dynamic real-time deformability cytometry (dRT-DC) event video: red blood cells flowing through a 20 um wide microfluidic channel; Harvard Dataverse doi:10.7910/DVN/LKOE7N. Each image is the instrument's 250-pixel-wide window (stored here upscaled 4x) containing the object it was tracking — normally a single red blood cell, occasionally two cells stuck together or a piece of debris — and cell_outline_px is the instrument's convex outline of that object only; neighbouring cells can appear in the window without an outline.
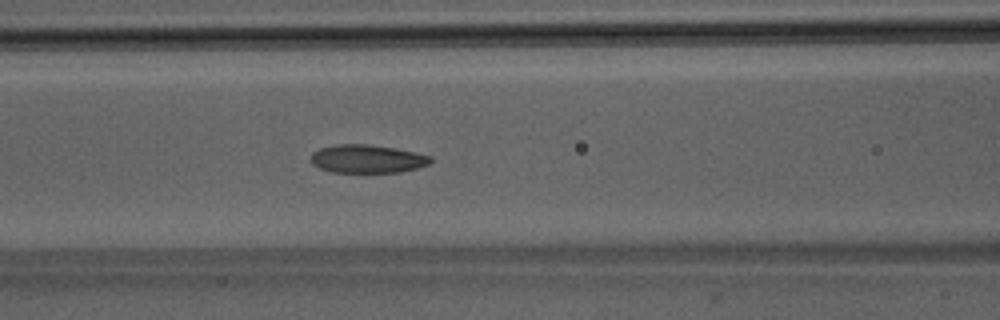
{"species": "Egyptian fruit bat (a non-hibernating species)", "species_latin": "Rousettus aegyptiacus", "temperature_condition": "room temperature", "stored_images_in_passage": 51, "camera_frame_rate_fps": 3000, "um_per_image_px": 0.085, "animal": {"sex": "male"}, "frame": {"image": 1, "passage_image": 22, "time_ms": 7.0, "image_size_px": [1000, 320], "cell_outline_px": [[432, 160], [428, 164], [416, 168], [400, 172], [332, 172], [320, 168], [312, 164], [308, 160], [312, 152], [320, 148], [340, 144], [368, 144], [396, 148], [432, 156]], "centroid_in_image_um": [31.18, 13.5], "position_along_channel_um": 135.4, "area_um2": 19.77}}
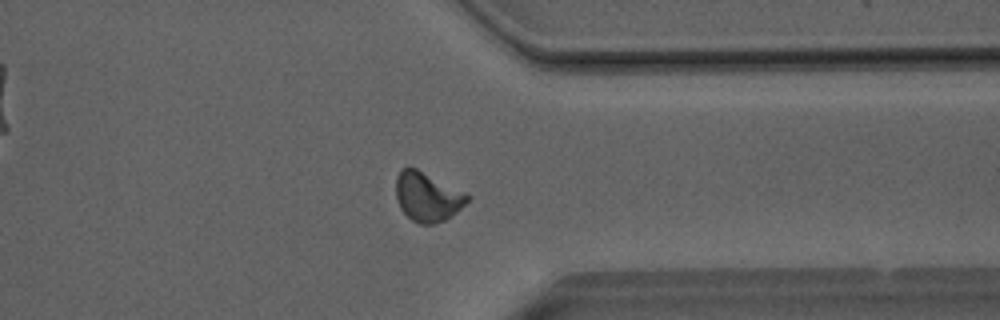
{"frame": {"image": 2, "passage_image": 40, "time_ms": 13.0, "image_size_px": [1000, 320], "cell_outline_px": [[472, 196], [456, 212], [444, 220], [436, 224], [420, 224], [412, 220], [400, 208], [396, 200], [396, 176], [400, 168], [408, 164], [468, 192]], "centroid_in_image_um": [36.32, 16.67], "position_along_channel_um": 375.1, "area_um2": 20.98}}
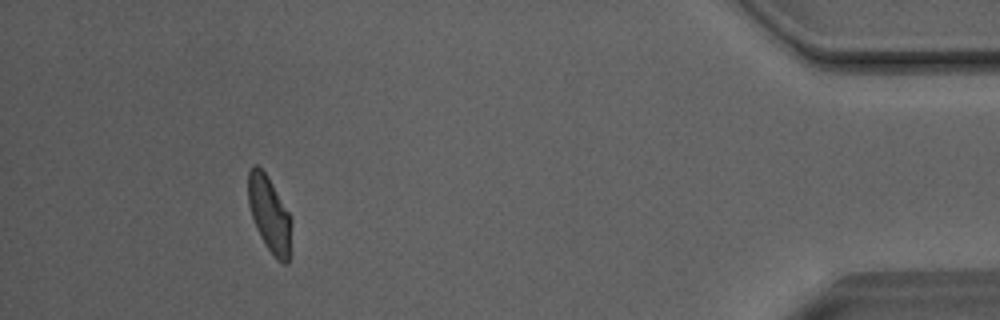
{"frame": {"image": 3, "passage_image": 47, "time_ms": 15.333, "image_size_px": [1000, 320], "cell_outline_px": [[292, 224], [288, 264], [284, 264], [276, 260], [264, 244], [256, 228], [248, 204], [248, 172], [252, 164], [256, 164], [268, 176], [288, 212], [292, 220]], "centroid_in_image_um": [22.9, 18.23], "position_along_channel_um": 412.3, "area_um2": 19.19}, "authors_computed_cell_mechanics": {"area_um2": 20.0566, "velocity_mm_per_s": 4.0462, "shape_relaxation_time_tau1_ms": 4.9328, "shape_relaxation_time_tau2_ms": 1.9487, "deformation_change_tau1": 0.1379, "deformation_change_tau2": 0.0773}}